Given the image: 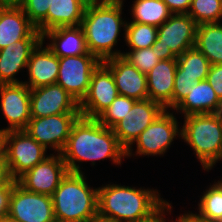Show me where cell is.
<instances>
[{"mask_svg": "<svg viewBox=\"0 0 222 222\" xmlns=\"http://www.w3.org/2000/svg\"><path fill=\"white\" fill-rule=\"evenodd\" d=\"M62 158L71 173H84L77 163L110 158L113 164L121 165L126 150L119 144L113 129L101 124L97 119L80 116L73 124Z\"/></svg>", "mask_w": 222, "mask_h": 222, "instance_id": "obj_1", "label": "cell"}, {"mask_svg": "<svg viewBox=\"0 0 222 222\" xmlns=\"http://www.w3.org/2000/svg\"><path fill=\"white\" fill-rule=\"evenodd\" d=\"M158 190L106 184L98 187V216L118 222L149 219L166 202Z\"/></svg>", "mask_w": 222, "mask_h": 222, "instance_id": "obj_2", "label": "cell"}, {"mask_svg": "<svg viewBox=\"0 0 222 222\" xmlns=\"http://www.w3.org/2000/svg\"><path fill=\"white\" fill-rule=\"evenodd\" d=\"M124 0H107L86 6L81 27L86 39L88 52L101 62L112 57L122 56L117 46L121 29L125 31L126 20L122 18ZM122 27V28H121Z\"/></svg>", "mask_w": 222, "mask_h": 222, "instance_id": "obj_3", "label": "cell"}, {"mask_svg": "<svg viewBox=\"0 0 222 222\" xmlns=\"http://www.w3.org/2000/svg\"><path fill=\"white\" fill-rule=\"evenodd\" d=\"M56 221L92 222L98 216V188H91L84 173H71L52 194Z\"/></svg>", "mask_w": 222, "mask_h": 222, "instance_id": "obj_4", "label": "cell"}, {"mask_svg": "<svg viewBox=\"0 0 222 222\" xmlns=\"http://www.w3.org/2000/svg\"><path fill=\"white\" fill-rule=\"evenodd\" d=\"M181 139L192 147L203 170L209 172L222 160V112L184 117Z\"/></svg>", "mask_w": 222, "mask_h": 222, "instance_id": "obj_5", "label": "cell"}, {"mask_svg": "<svg viewBox=\"0 0 222 222\" xmlns=\"http://www.w3.org/2000/svg\"><path fill=\"white\" fill-rule=\"evenodd\" d=\"M197 24L188 14H172L157 27V39L152 45L160 60L176 59L195 47Z\"/></svg>", "mask_w": 222, "mask_h": 222, "instance_id": "obj_6", "label": "cell"}, {"mask_svg": "<svg viewBox=\"0 0 222 222\" xmlns=\"http://www.w3.org/2000/svg\"><path fill=\"white\" fill-rule=\"evenodd\" d=\"M46 152L25 130L3 132V155L14 180L50 156Z\"/></svg>", "mask_w": 222, "mask_h": 222, "instance_id": "obj_7", "label": "cell"}, {"mask_svg": "<svg viewBox=\"0 0 222 222\" xmlns=\"http://www.w3.org/2000/svg\"><path fill=\"white\" fill-rule=\"evenodd\" d=\"M176 117L169 109H165L133 142L126 150V157L138 156H162L177 137H181V127ZM136 151L133 153V145ZM135 154V155H134Z\"/></svg>", "mask_w": 222, "mask_h": 222, "instance_id": "obj_8", "label": "cell"}, {"mask_svg": "<svg viewBox=\"0 0 222 222\" xmlns=\"http://www.w3.org/2000/svg\"><path fill=\"white\" fill-rule=\"evenodd\" d=\"M101 61L93 54L59 58L57 84L78 103L86 96L93 71Z\"/></svg>", "mask_w": 222, "mask_h": 222, "instance_id": "obj_9", "label": "cell"}, {"mask_svg": "<svg viewBox=\"0 0 222 222\" xmlns=\"http://www.w3.org/2000/svg\"><path fill=\"white\" fill-rule=\"evenodd\" d=\"M80 116V113H64L41 118L31 117L24 130L46 149H53L54 153L61 154L72 126Z\"/></svg>", "mask_w": 222, "mask_h": 222, "instance_id": "obj_10", "label": "cell"}, {"mask_svg": "<svg viewBox=\"0 0 222 222\" xmlns=\"http://www.w3.org/2000/svg\"><path fill=\"white\" fill-rule=\"evenodd\" d=\"M8 217L18 222H55L52 196L29 192L16 183L10 197Z\"/></svg>", "mask_w": 222, "mask_h": 222, "instance_id": "obj_11", "label": "cell"}, {"mask_svg": "<svg viewBox=\"0 0 222 222\" xmlns=\"http://www.w3.org/2000/svg\"><path fill=\"white\" fill-rule=\"evenodd\" d=\"M118 95L111 71L101 62L91 75L86 96L79 103L80 115L96 119Z\"/></svg>", "mask_w": 222, "mask_h": 222, "instance_id": "obj_12", "label": "cell"}, {"mask_svg": "<svg viewBox=\"0 0 222 222\" xmlns=\"http://www.w3.org/2000/svg\"><path fill=\"white\" fill-rule=\"evenodd\" d=\"M68 169L61 154H50L45 160L26 171L17 179L25 190L52 196Z\"/></svg>", "mask_w": 222, "mask_h": 222, "instance_id": "obj_13", "label": "cell"}, {"mask_svg": "<svg viewBox=\"0 0 222 222\" xmlns=\"http://www.w3.org/2000/svg\"><path fill=\"white\" fill-rule=\"evenodd\" d=\"M164 110L161 104L151 99L136 101L123 120L112 128L119 144L127 150Z\"/></svg>", "mask_w": 222, "mask_h": 222, "instance_id": "obj_14", "label": "cell"}, {"mask_svg": "<svg viewBox=\"0 0 222 222\" xmlns=\"http://www.w3.org/2000/svg\"><path fill=\"white\" fill-rule=\"evenodd\" d=\"M0 110L8 121L2 132L24 130L31 119L30 88L24 83L0 84Z\"/></svg>", "mask_w": 222, "mask_h": 222, "instance_id": "obj_15", "label": "cell"}, {"mask_svg": "<svg viewBox=\"0 0 222 222\" xmlns=\"http://www.w3.org/2000/svg\"><path fill=\"white\" fill-rule=\"evenodd\" d=\"M30 110L35 118L80 113L79 103L57 83L30 89Z\"/></svg>", "mask_w": 222, "mask_h": 222, "instance_id": "obj_16", "label": "cell"}, {"mask_svg": "<svg viewBox=\"0 0 222 222\" xmlns=\"http://www.w3.org/2000/svg\"><path fill=\"white\" fill-rule=\"evenodd\" d=\"M111 71L119 95L136 101L148 99L146 74L140 72L123 56H116L102 61Z\"/></svg>", "mask_w": 222, "mask_h": 222, "instance_id": "obj_17", "label": "cell"}, {"mask_svg": "<svg viewBox=\"0 0 222 222\" xmlns=\"http://www.w3.org/2000/svg\"><path fill=\"white\" fill-rule=\"evenodd\" d=\"M22 39H43L20 5H0V49Z\"/></svg>", "mask_w": 222, "mask_h": 222, "instance_id": "obj_18", "label": "cell"}, {"mask_svg": "<svg viewBox=\"0 0 222 222\" xmlns=\"http://www.w3.org/2000/svg\"><path fill=\"white\" fill-rule=\"evenodd\" d=\"M42 40L22 39L0 49V84L23 83L16 75L27 68L31 53Z\"/></svg>", "mask_w": 222, "mask_h": 222, "instance_id": "obj_19", "label": "cell"}, {"mask_svg": "<svg viewBox=\"0 0 222 222\" xmlns=\"http://www.w3.org/2000/svg\"><path fill=\"white\" fill-rule=\"evenodd\" d=\"M42 40L31 53L27 64L28 81L23 83L30 89L55 84L59 70V57ZM44 46V47H43Z\"/></svg>", "mask_w": 222, "mask_h": 222, "instance_id": "obj_20", "label": "cell"}, {"mask_svg": "<svg viewBox=\"0 0 222 222\" xmlns=\"http://www.w3.org/2000/svg\"><path fill=\"white\" fill-rule=\"evenodd\" d=\"M177 59L160 60L147 74L148 99L172 110Z\"/></svg>", "mask_w": 222, "mask_h": 222, "instance_id": "obj_21", "label": "cell"}, {"mask_svg": "<svg viewBox=\"0 0 222 222\" xmlns=\"http://www.w3.org/2000/svg\"><path fill=\"white\" fill-rule=\"evenodd\" d=\"M86 6L82 0H51L47 17L36 29L43 35L57 27L80 26Z\"/></svg>", "mask_w": 222, "mask_h": 222, "instance_id": "obj_22", "label": "cell"}, {"mask_svg": "<svg viewBox=\"0 0 222 222\" xmlns=\"http://www.w3.org/2000/svg\"><path fill=\"white\" fill-rule=\"evenodd\" d=\"M42 38L51 40L47 46L59 58L91 54L81 26L57 27L44 33Z\"/></svg>", "mask_w": 222, "mask_h": 222, "instance_id": "obj_23", "label": "cell"}, {"mask_svg": "<svg viewBox=\"0 0 222 222\" xmlns=\"http://www.w3.org/2000/svg\"><path fill=\"white\" fill-rule=\"evenodd\" d=\"M184 117L195 114L221 113L222 102L207 80L199 81L191 86L187 96L174 109Z\"/></svg>", "mask_w": 222, "mask_h": 222, "instance_id": "obj_24", "label": "cell"}, {"mask_svg": "<svg viewBox=\"0 0 222 222\" xmlns=\"http://www.w3.org/2000/svg\"><path fill=\"white\" fill-rule=\"evenodd\" d=\"M195 47L211 65L222 64V23L197 25Z\"/></svg>", "mask_w": 222, "mask_h": 222, "instance_id": "obj_25", "label": "cell"}, {"mask_svg": "<svg viewBox=\"0 0 222 222\" xmlns=\"http://www.w3.org/2000/svg\"><path fill=\"white\" fill-rule=\"evenodd\" d=\"M132 21L159 27L173 13L162 0H134L131 7Z\"/></svg>", "mask_w": 222, "mask_h": 222, "instance_id": "obj_26", "label": "cell"}, {"mask_svg": "<svg viewBox=\"0 0 222 222\" xmlns=\"http://www.w3.org/2000/svg\"><path fill=\"white\" fill-rule=\"evenodd\" d=\"M176 59L175 76L197 78L198 81L206 80L211 64L196 47L186 50Z\"/></svg>", "mask_w": 222, "mask_h": 222, "instance_id": "obj_27", "label": "cell"}, {"mask_svg": "<svg viewBox=\"0 0 222 222\" xmlns=\"http://www.w3.org/2000/svg\"><path fill=\"white\" fill-rule=\"evenodd\" d=\"M200 219L208 222H222V179L215 181L203 193L198 204Z\"/></svg>", "mask_w": 222, "mask_h": 222, "instance_id": "obj_28", "label": "cell"}, {"mask_svg": "<svg viewBox=\"0 0 222 222\" xmlns=\"http://www.w3.org/2000/svg\"><path fill=\"white\" fill-rule=\"evenodd\" d=\"M123 37L129 50L149 48L152 47L157 39V27L127 21Z\"/></svg>", "mask_w": 222, "mask_h": 222, "instance_id": "obj_29", "label": "cell"}, {"mask_svg": "<svg viewBox=\"0 0 222 222\" xmlns=\"http://www.w3.org/2000/svg\"><path fill=\"white\" fill-rule=\"evenodd\" d=\"M188 15L197 25L222 22V0H192Z\"/></svg>", "mask_w": 222, "mask_h": 222, "instance_id": "obj_30", "label": "cell"}, {"mask_svg": "<svg viewBox=\"0 0 222 222\" xmlns=\"http://www.w3.org/2000/svg\"><path fill=\"white\" fill-rule=\"evenodd\" d=\"M136 100L118 95L111 105L104 110L96 119L108 128H113L133 107Z\"/></svg>", "mask_w": 222, "mask_h": 222, "instance_id": "obj_31", "label": "cell"}, {"mask_svg": "<svg viewBox=\"0 0 222 222\" xmlns=\"http://www.w3.org/2000/svg\"><path fill=\"white\" fill-rule=\"evenodd\" d=\"M122 56L143 74H147L160 61L152 47L122 52Z\"/></svg>", "mask_w": 222, "mask_h": 222, "instance_id": "obj_32", "label": "cell"}, {"mask_svg": "<svg viewBox=\"0 0 222 222\" xmlns=\"http://www.w3.org/2000/svg\"><path fill=\"white\" fill-rule=\"evenodd\" d=\"M51 0H22L23 9L29 21L37 27L46 17Z\"/></svg>", "mask_w": 222, "mask_h": 222, "instance_id": "obj_33", "label": "cell"}, {"mask_svg": "<svg viewBox=\"0 0 222 222\" xmlns=\"http://www.w3.org/2000/svg\"><path fill=\"white\" fill-rule=\"evenodd\" d=\"M199 82L197 78L175 76L172 94V110H174L189 93L191 86Z\"/></svg>", "mask_w": 222, "mask_h": 222, "instance_id": "obj_34", "label": "cell"}, {"mask_svg": "<svg viewBox=\"0 0 222 222\" xmlns=\"http://www.w3.org/2000/svg\"><path fill=\"white\" fill-rule=\"evenodd\" d=\"M206 80L222 102V64L210 65Z\"/></svg>", "mask_w": 222, "mask_h": 222, "instance_id": "obj_35", "label": "cell"}, {"mask_svg": "<svg viewBox=\"0 0 222 222\" xmlns=\"http://www.w3.org/2000/svg\"><path fill=\"white\" fill-rule=\"evenodd\" d=\"M13 186H0V222L8 216Z\"/></svg>", "mask_w": 222, "mask_h": 222, "instance_id": "obj_36", "label": "cell"}, {"mask_svg": "<svg viewBox=\"0 0 222 222\" xmlns=\"http://www.w3.org/2000/svg\"><path fill=\"white\" fill-rule=\"evenodd\" d=\"M173 14H188L192 0H162Z\"/></svg>", "mask_w": 222, "mask_h": 222, "instance_id": "obj_37", "label": "cell"}, {"mask_svg": "<svg viewBox=\"0 0 222 222\" xmlns=\"http://www.w3.org/2000/svg\"><path fill=\"white\" fill-rule=\"evenodd\" d=\"M17 180H14L9 172L4 155L0 157V186H14Z\"/></svg>", "mask_w": 222, "mask_h": 222, "instance_id": "obj_38", "label": "cell"}, {"mask_svg": "<svg viewBox=\"0 0 222 222\" xmlns=\"http://www.w3.org/2000/svg\"><path fill=\"white\" fill-rule=\"evenodd\" d=\"M173 206L170 201L166 202L155 214H153L149 219L140 222H167L165 216L167 215L165 212H168L170 215L171 209ZM166 210V211H165ZM174 222V221H172Z\"/></svg>", "mask_w": 222, "mask_h": 222, "instance_id": "obj_39", "label": "cell"}, {"mask_svg": "<svg viewBox=\"0 0 222 222\" xmlns=\"http://www.w3.org/2000/svg\"><path fill=\"white\" fill-rule=\"evenodd\" d=\"M174 222H208L205 220L200 219L196 214L192 212H185L184 214H181L177 217V220L175 219Z\"/></svg>", "mask_w": 222, "mask_h": 222, "instance_id": "obj_40", "label": "cell"}, {"mask_svg": "<svg viewBox=\"0 0 222 222\" xmlns=\"http://www.w3.org/2000/svg\"><path fill=\"white\" fill-rule=\"evenodd\" d=\"M22 0H0V5H20Z\"/></svg>", "mask_w": 222, "mask_h": 222, "instance_id": "obj_41", "label": "cell"}, {"mask_svg": "<svg viewBox=\"0 0 222 222\" xmlns=\"http://www.w3.org/2000/svg\"><path fill=\"white\" fill-rule=\"evenodd\" d=\"M92 222H118L115 220L106 219L100 216H97Z\"/></svg>", "mask_w": 222, "mask_h": 222, "instance_id": "obj_42", "label": "cell"}, {"mask_svg": "<svg viewBox=\"0 0 222 222\" xmlns=\"http://www.w3.org/2000/svg\"><path fill=\"white\" fill-rule=\"evenodd\" d=\"M85 4L90 5V4H97L101 3L107 0H82Z\"/></svg>", "mask_w": 222, "mask_h": 222, "instance_id": "obj_43", "label": "cell"}, {"mask_svg": "<svg viewBox=\"0 0 222 222\" xmlns=\"http://www.w3.org/2000/svg\"><path fill=\"white\" fill-rule=\"evenodd\" d=\"M1 222H18V221H15L7 216Z\"/></svg>", "mask_w": 222, "mask_h": 222, "instance_id": "obj_44", "label": "cell"}, {"mask_svg": "<svg viewBox=\"0 0 222 222\" xmlns=\"http://www.w3.org/2000/svg\"><path fill=\"white\" fill-rule=\"evenodd\" d=\"M3 155V139H0V157Z\"/></svg>", "mask_w": 222, "mask_h": 222, "instance_id": "obj_45", "label": "cell"}, {"mask_svg": "<svg viewBox=\"0 0 222 222\" xmlns=\"http://www.w3.org/2000/svg\"><path fill=\"white\" fill-rule=\"evenodd\" d=\"M0 139H3V132L0 129Z\"/></svg>", "mask_w": 222, "mask_h": 222, "instance_id": "obj_46", "label": "cell"}, {"mask_svg": "<svg viewBox=\"0 0 222 222\" xmlns=\"http://www.w3.org/2000/svg\"><path fill=\"white\" fill-rule=\"evenodd\" d=\"M55 222H59V221H55ZM64 222H85V221H64Z\"/></svg>", "mask_w": 222, "mask_h": 222, "instance_id": "obj_47", "label": "cell"}]
</instances>
